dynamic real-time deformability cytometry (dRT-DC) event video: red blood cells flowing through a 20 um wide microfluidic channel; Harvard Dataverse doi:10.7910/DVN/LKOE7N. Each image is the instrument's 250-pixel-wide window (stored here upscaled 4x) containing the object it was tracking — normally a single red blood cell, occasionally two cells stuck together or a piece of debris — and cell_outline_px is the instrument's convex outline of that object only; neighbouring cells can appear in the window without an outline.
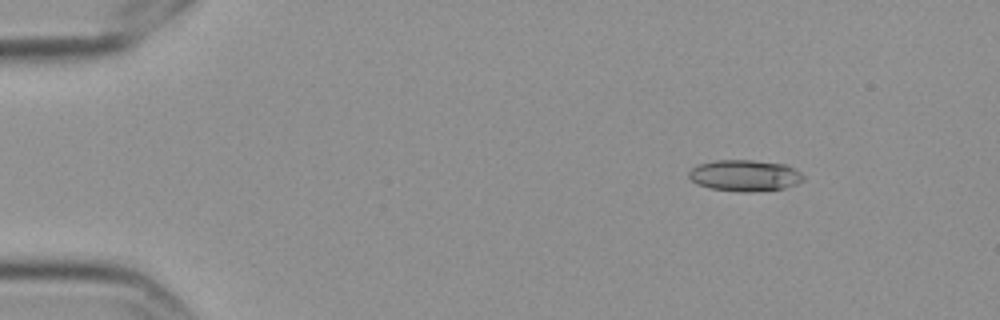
{"species": "Egyptian fruit bat (a non-hibernating species)", "species_latin": "Rousettus aegyptiacus", "temperature_condition": "cold", "stored_images_in_passage": 9, "camera_frame_rate_fps": 3000, "um_per_image_px": 0.085, "frame": {"image": 1, "passage_image": 1, "time_ms": 0.0, "image_size_px": [1000, 320], "cell_outline_px": [[804, 180], [796, 184], [784, 188], [752, 192], [740, 192], [708, 188], [696, 184], [688, 176], [688, 172], [696, 164], [716, 160], [752, 160], [784, 164], [800, 172], [804, 176]], "centroid_in_image_um": [63.27, 14.92], "position_along_channel_um": 21.7, "area_um2": 21.04}}
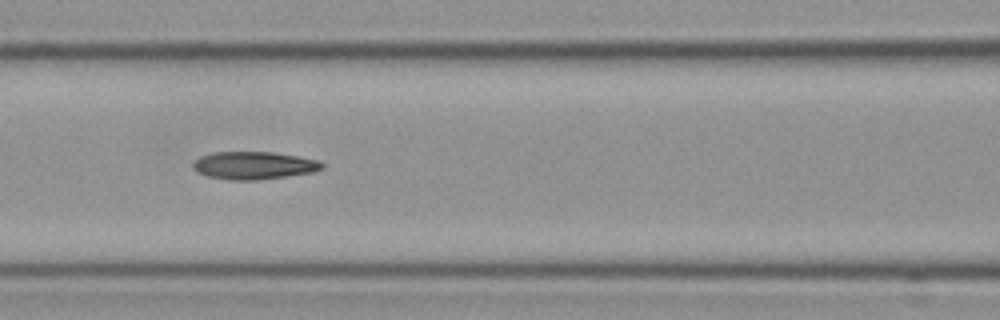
{"frame": {"image": 2, "passage_image": 6, "time_ms": 1.667, "image_size_px": [1000, 320], "cell_outline_px": [[324, 168], [312, 172], [288, 176], [260, 180], [228, 180], [208, 176], [196, 172], [192, 168], [192, 164], [200, 156], [212, 152], [272, 152], [320, 160], [324, 164]], "centroid_in_image_um": [21.57, 14.06], "position_along_channel_um": 145.0, "area_um2": 20.98}}
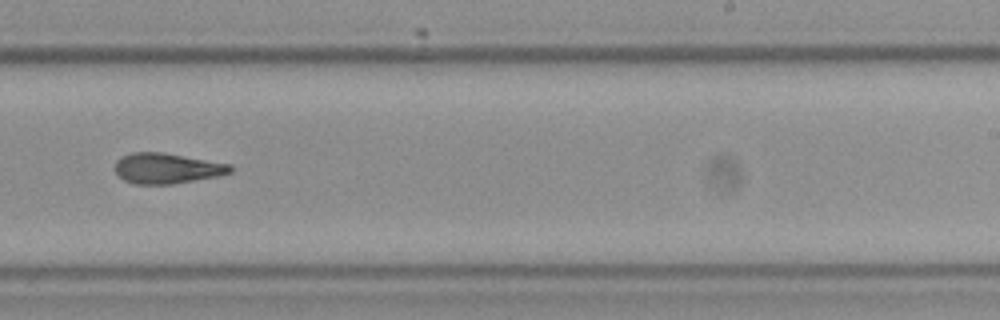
{"frame": {"image": 3, "passage_image": 9, "time_ms": 2.667, "image_size_px": [1000, 320], "cell_outline_px": [[232, 172], [220, 176], [172, 184], [132, 184], [116, 176], [116, 160], [132, 152], [164, 152], [232, 164]], "centroid_in_image_um": [14.2, 14.31], "position_along_channel_um": 274.8, "area_um2": 20.69}}